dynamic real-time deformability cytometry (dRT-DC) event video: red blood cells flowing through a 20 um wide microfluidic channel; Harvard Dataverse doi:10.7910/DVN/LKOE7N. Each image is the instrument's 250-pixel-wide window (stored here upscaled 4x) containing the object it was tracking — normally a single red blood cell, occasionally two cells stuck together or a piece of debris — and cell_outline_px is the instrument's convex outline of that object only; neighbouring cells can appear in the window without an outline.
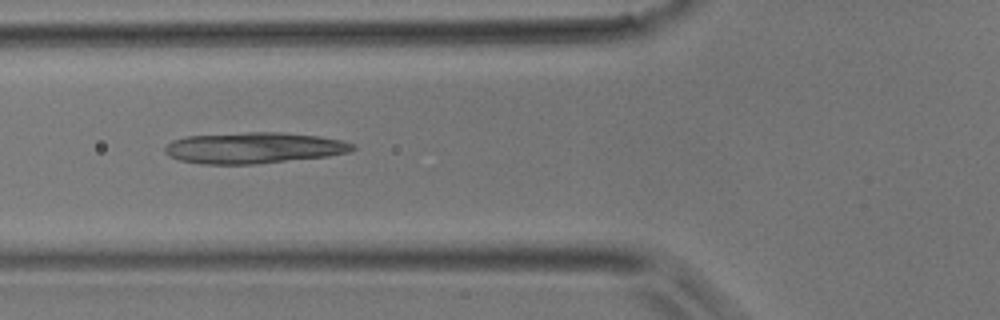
{"species": "common noctule bat (a hibernating species)", "species_latin": "Nyctalus noctula", "temperature_condition": "room temperature", "stored_images_in_passage": 37, "camera_frame_rate_fps": 3000, "um_per_image_px": 0.085, "animal": {"sex": "male", "body_mass_g": 17.9}, "frame": {"image": 1, "passage_image": 11, "time_ms": 3.333, "image_size_px": [1000, 320], "cell_outline_px": [[356, 148], [348, 152], [328, 156], [256, 164], [200, 164], [180, 160], [164, 152], [164, 148], [172, 140], [188, 136], [248, 132], [280, 132], [320, 136], [340, 140], [356, 144]], "centroid_in_image_um": [21.6, 12.57], "position_along_channel_um": 104.2, "area_um2": 33.99}}
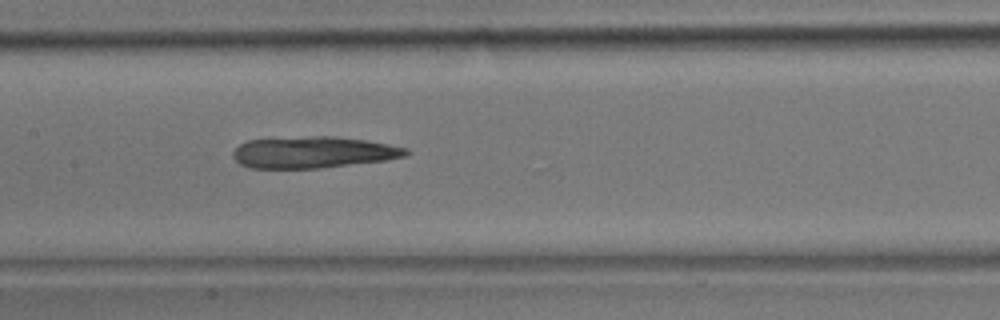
{"frame": {"image": 2, "passage_image": 16, "time_ms": 5.0, "image_size_px": [1000, 320], "cell_outline_px": [[412, 152], [404, 156], [388, 160], [316, 168], [252, 168], [240, 164], [232, 156], [232, 152], [240, 144], [248, 140], [312, 136], [332, 136], [364, 140], [388, 144], [408, 148]], "centroid_in_image_um": [26.64, 12.94], "position_along_channel_um": 180.8, "area_um2": 31.62}}
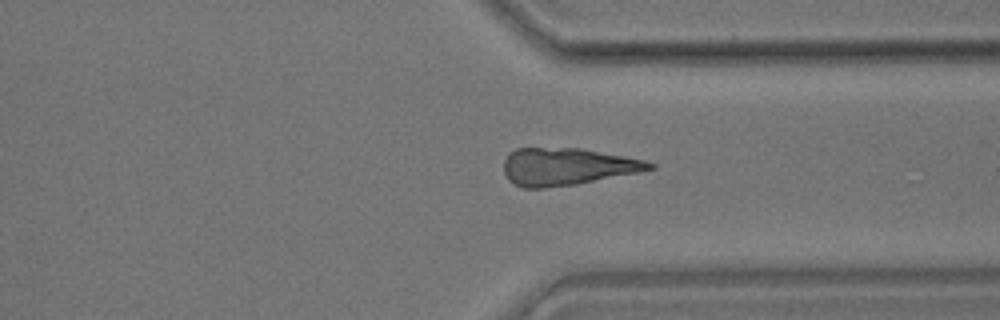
{"frame": {"image": 3, "passage_image": 28, "time_ms": 9.0, "image_size_px": [1000, 320], "cell_outline_px": [[656, 168], [640, 172], [576, 184], [544, 188], [524, 188], [508, 180], [504, 172], [504, 160], [508, 152], [516, 148], [580, 148], [624, 156], [644, 160], [656, 164]], "centroid_in_image_um": [48.19, 14.16], "position_along_channel_um": 363.2, "area_um2": 31.67}}